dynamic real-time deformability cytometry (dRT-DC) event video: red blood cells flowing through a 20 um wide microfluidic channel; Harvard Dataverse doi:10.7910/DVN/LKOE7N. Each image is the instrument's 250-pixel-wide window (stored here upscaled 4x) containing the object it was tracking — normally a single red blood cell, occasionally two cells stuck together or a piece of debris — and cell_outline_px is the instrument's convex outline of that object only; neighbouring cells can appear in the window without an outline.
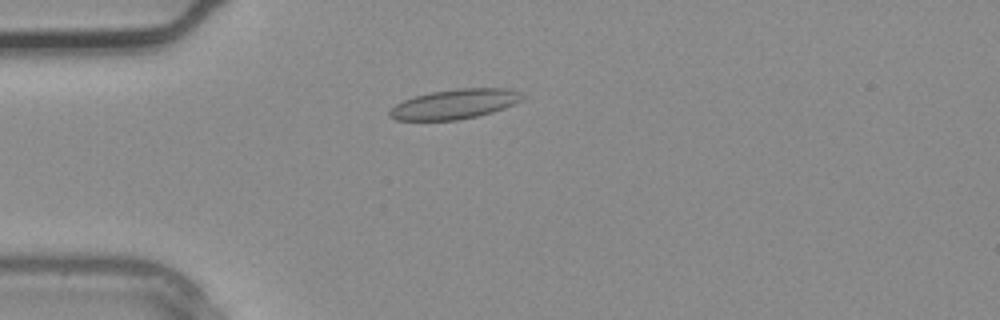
{"species": "common noctule bat (a hibernating species)", "species_latin": "Nyctalus noctula", "temperature_condition": "warm", "stored_images_in_passage": 3, "camera_frame_rate_fps": 3000, "um_per_image_px": 0.085, "animal": {"sex": "male", "body_mass_g": 20.4}, "frame": {"image": 1, "passage_image": 3, "time_ms": 0.667, "image_size_px": [1000, 320], "cell_outline_px": [[524, 100], [504, 108], [492, 112], [476, 116], [456, 120], [396, 120], [388, 116], [388, 112], [396, 104], [404, 100], [416, 96], [432, 92], [460, 88], [508, 88], [520, 92], [524, 96]], "centroid_in_image_um": [38.68, 8.84], "position_along_channel_um": 46.3, "area_um2": 22.89}}